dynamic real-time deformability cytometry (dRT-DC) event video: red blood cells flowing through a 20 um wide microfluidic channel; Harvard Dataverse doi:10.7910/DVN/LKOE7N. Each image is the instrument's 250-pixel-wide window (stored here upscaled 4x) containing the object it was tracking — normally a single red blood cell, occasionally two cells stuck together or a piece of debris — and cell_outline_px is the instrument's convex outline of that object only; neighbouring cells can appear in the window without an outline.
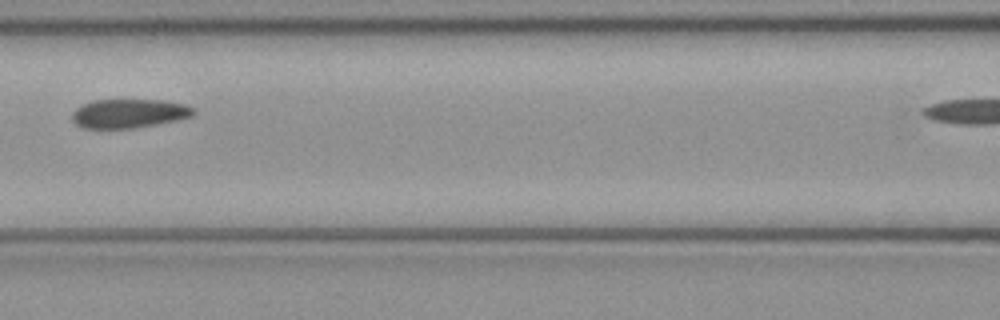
{"species": "common noctule bat (a hibernating species)", "species_latin": "Nyctalus noctula", "temperature_condition": "cold", "stored_images_in_passage": 5, "segment_of_instrument_passage": [1, 2], "camera_frame_rate_fps": 3000, "um_per_image_px": 0.085, "animal": {"sex": "female", "body_mass_g": 21.9}, "frame": {"image": 1, "passage_image": 3, "time_ms": 0.667, "image_size_px": [1000, 320], "cell_outline_px": [[196, 112], [192, 116], [176, 120], [136, 128], [84, 128], [76, 124], [72, 120], [72, 112], [80, 104], [92, 100], [164, 100], [184, 104], [196, 108]], "centroid_in_image_um": [10.96, 9.63], "position_along_channel_um": 155.6, "area_um2": 20.63}}
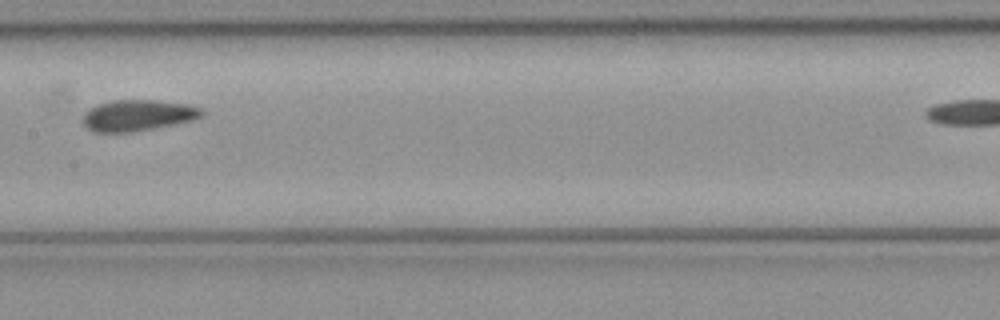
{"frame": {"image": 2, "passage_image": 4, "time_ms": 1.0, "image_size_px": [1000, 320], "cell_outline_px": [[204, 116], [192, 120], [132, 132], [92, 132], [84, 128], [80, 120], [84, 112], [88, 108], [96, 104], [112, 100], [156, 100], [188, 104], [204, 108]], "centroid_in_image_um": [11.65, 9.8], "position_along_channel_um": 195.8, "area_um2": 22.02}}